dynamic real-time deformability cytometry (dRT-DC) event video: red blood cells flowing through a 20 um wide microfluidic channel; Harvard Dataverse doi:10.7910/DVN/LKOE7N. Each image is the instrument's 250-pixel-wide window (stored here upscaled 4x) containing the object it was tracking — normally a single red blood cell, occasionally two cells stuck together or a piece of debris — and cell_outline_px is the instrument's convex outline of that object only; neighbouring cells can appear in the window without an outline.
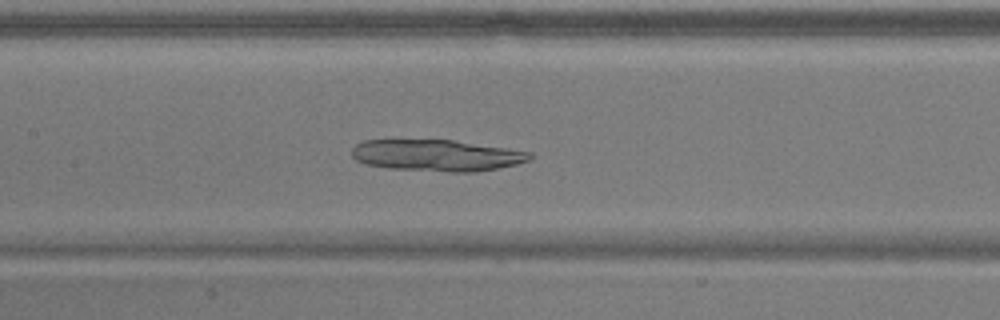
{"species": "common noctule bat (a hibernating species)", "species_latin": "Nyctalus noctula", "temperature_condition": "warm", "stored_images_in_passage": 54, "camera_frame_rate_fps": 3000, "um_per_image_px": 0.085, "animal": {"sex": "male", "body_mass_g": 17.9}, "frame": {"image": 1, "passage_image": 25, "time_ms": 8.0, "image_size_px": [1000, 320], "cell_outline_px": [[532, 156], [528, 160], [516, 164], [476, 172], [448, 172], [388, 168], [364, 164], [356, 160], [352, 156], [352, 148], [356, 144], [364, 140], [452, 140], [508, 148], [532, 152]], "centroid_in_image_um": [37.1, 13.21], "position_along_channel_um": 170.3, "area_um2": 32.66}}
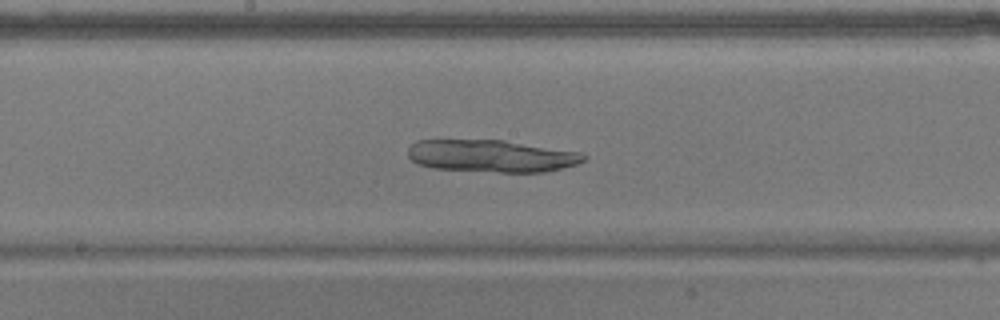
{"frame": {"image": 2, "passage_image": 28, "time_ms": 9.0, "image_size_px": [1000, 320], "cell_outline_px": [[588, 156], [584, 160], [576, 164], [544, 172], [500, 172], [432, 168], [416, 164], [408, 156], [408, 148], [416, 140], [504, 140], [580, 152]], "centroid_in_image_um": [41.74, 13.25], "position_along_channel_um": 206.5, "area_um2": 33.0}}
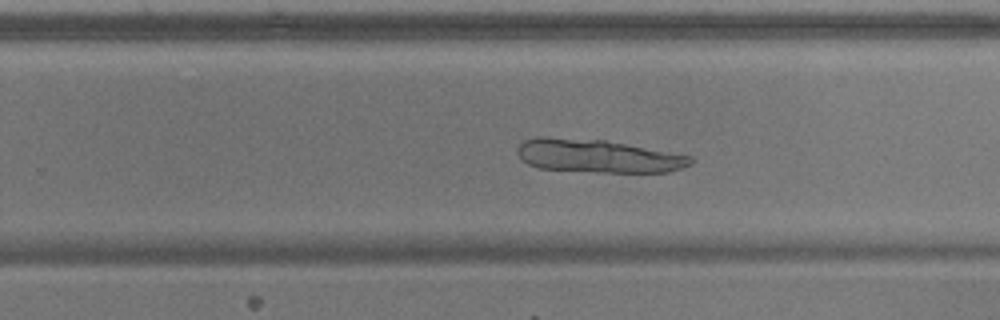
{"frame": {"image": 3, "passage_image": 34, "time_ms": 11.0, "image_size_px": [1000, 320], "cell_outline_px": [[696, 160], [692, 164], [668, 172], [596, 172], [540, 168], [528, 164], [520, 160], [516, 152], [516, 148], [524, 140], [536, 136], [548, 136], [604, 140], [692, 156]], "centroid_in_image_um": [50.76, 13.25], "position_along_channel_um": 279.0, "area_um2": 33.76}}